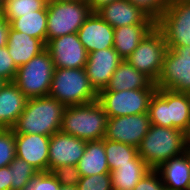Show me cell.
<instances>
[{"label": "cell", "mask_w": 190, "mask_h": 190, "mask_svg": "<svg viewBox=\"0 0 190 190\" xmlns=\"http://www.w3.org/2000/svg\"><path fill=\"white\" fill-rule=\"evenodd\" d=\"M157 88L190 93V46L167 48Z\"/></svg>", "instance_id": "11"}, {"label": "cell", "mask_w": 190, "mask_h": 190, "mask_svg": "<svg viewBox=\"0 0 190 190\" xmlns=\"http://www.w3.org/2000/svg\"><path fill=\"white\" fill-rule=\"evenodd\" d=\"M185 151V133L183 131L157 125H150L138 147V155L153 170Z\"/></svg>", "instance_id": "3"}, {"label": "cell", "mask_w": 190, "mask_h": 190, "mask_svg": "<svg viewBox=\"0 0 190 190\" xmlns=\"http://www.w3.org/2000/svg\"><path fill=\"white\" fill-rule=\"evenodd\" d=\"M150 125L148 113L108 118L105 139L138 148Z\"/></svg>", "instance_id": "12"}, {"label": "cell", "mask_w": 190, "mask_h": 190, "mask_svg": "<svg viewBox=\"0 0 190 190\" xmlns=\"http://www.w3.org/2000/svg\"><path fill=\"white\" fill-rule=\"evenodd\" d=\"M148 115L151 125L185 133L190 126V93L157 88L150 99Z\"/></svg>", "instance_id": "2"}, {"label": "cell", "mask_w": 190, "mask_h": 190, "mask_svg": "<svg viewBox=\"0 0 190 190\" xmlns=\"http://www.w3.org/2000/svg\"><path fill=\"white\" fill-rule=\"evenodd\" d=\"M107 122L108 115L98 101L67 106L61 131L85 141H98L105 138Z\"/></svg>", "instance_id": "4"}, {"label": "cell", "mask_w": 190, "mask_h": 190, "mask_svg": "<svg viewBox=\"0 0 190 190\" xmlns=\"http://www.w3.org/2000/svg\"><path fill=\"white\" fill-rule=\"evenodd\" d=\"M27 100L14 82H6L0 90V129H12Z\"/></svg>", "instance_id": "20"}, {"label": "cell", "mask_w": 190, "mask_h": 190, "mask_svg": "<svg viewBox=\"0 0 190 190\" xmlns=\"http://www.w3.org/2000/svg\"><path fill=\"white\" fill-rule=\"evenodd\" d=\"M87 141L63 133L61 130L50 137L48 171L63 165H77L84 154Z\"/></svg>", "instance_id": "14"}, {"label": "cell", "mask_w": 190, "mask_h": 190, "mask_svg": "<svg viewBox=\"0 0 190 190\" xmlns=\"http://www.w3.org/2000/svg\"><path fill=\"white\" fill-rule=\"evenodd\" d=\"M0 190H11V168L9 166L0 168Z\"/></svg>", "instance_id": "37"}, {"label": "cell", "mask_w": 190, "mask_h": 190, "mask_svg": "<svg viewBox=\"0 0 190 190\" xmlns=\"http://www.w3.org/2000/svg\"><path fill=\"white\" fill-rule=\"evenodd\" d=\"M122 190H134V189L125 188V189H122Z\"/></svg>", "instance_id": "46"}, {"label": "cell", "mask_w": 190, "mask_h": 190, "mask_svg": "<svg viewBox=\"0 0 190 190\" xmlns=\"http://www.w3.org/2000/svg\"><path fill=\"white\" fill-rule=\"evenodd\" d=\"M156 24H133L114 28L113 48L125 60Z\"/></svg>", "instance_id": "23"}, {"label": "cell", "mask_w": 190, "mask_h": 190, "mask_svg": "<svg viewBox=\"0 0 190 190\" xmlns=\"http://www.w3.org/2000/svg\"><path fill=\"white\" fill-rule=\"evenodd\" d=\"M79 41L88 54L100 49L112 48L114 28L103 20L97 12H92L77 31Z\"/></svg>", "instance_id": "17"}, {"label": "cell", "mask_w": 190, "mask_h": 190, "mask_svg": "<svg viewBox=\"0 0 190 190\" xmlns=\"http://www.w3.org/2000/svg\"><path fill=\"white\" fill-rule=\"evenodd\" d=\"M76 166L81 176L110 173L104 148V138L98 141H87L84 154Z\"/></svg>", "instance_id": "24"}, {"label": "cell", "mask_w": 190, "mask_h": 190, "mask_svg": "<svg viewBox=\"0 0 190 190\" xmlns=\"http://www.w3.org/2000/svg\"><path fill=\"white\" fill-rule=\"evenodd\" d=\"M65 106L51 96L29 98L12 127L14 133L52 136L61 130Z\"/></svg>", "instance_id": "1"}, {"label": "cell", "mask_w": 190, "mask_h": 190, "mask_svg": "<svg viewBox=\"0 0 190 190\" xmlns=\"http://www.w3.org/2000/svg\"><path fill=\"white\" fill-rule=\"evenodd\" d=\"M6 47L17 68L46 49V45L40 39L16 31L11 27L8 32Z\"/></svg>", "instance_id": "21"}, {"label": "cell", "mask_w": 190, "mask_h": 190, "mask_svg": "<svg viewBox=\"0 0 190 190\" xmlns=\"http://www.w3.org/2000/svg\"><path fill=\"white\" fill-rule=\"evenodd\" d=\"M3 3H4V1H3V0H0V15H1L2 12H3Z\"/></svg>", "instance_id": "44"}, {"label": "cell", "mask_w": 190, "mask_h": 190, "mask_svg": "<svg viewBox=\"0 0 190 190\" xmlns=\"http://www.w3.org/2000/svg\"><path fill=\"white\" fill-rule=\"evenodd\" d=\"M16 156L25 160L38 172L48 171L50 136L14 133Z\"/></svg>", "instance_id": "16"}, {"label": "cell", "mask_w": 190, "mask_h": 190, "mask_svg": "<svg viewBox=\"0 0 190 190\" xmlns=\"http://www.w3.org/2000/svg\"><path fill=\"white\" fill-rule=\"evenodd\" d=\"M51 1H60V2H79V1H86V0H51Z\"/></svg>", "instance_id": "42"}, {"label": "cell", "mask_w": 190, "mask_h": 190, "mask_svg": "<svg viewBox=\"0 0 190 190\" xmlns=\"http://www.w3.org/2000/svg\"><path fill=\"white\" fill-rule=\"evenodd\" d=\"M122 61L123 59L113 47L88 54L85 71L91 85L97 92L106 88Z\"/></svg>", "instance_id": "15"}, {"label": "cell", "mask_w": 190, "mask_h": 190, "mask_svg": "<svg viewBox=\"0 0 190 190\" xmlns=\"http://www.w3.org/2000/svg\"><path fill=\"white\" fill-rule=\"evenodd\" d=\"M133 89H157V86L149 77L139 72L126 60H123L113 73L106 88L101 91Z\"/></svg>", "instance_id": "22"}, {"label": "cell", "mask_w": 190, "mask_h": 190, "mask_svg": "<svg viewBox=\"0 0 190 190\" xmlns=\"http://www.w3.org/2000/svg\"><path fill=\"white\" fill-rule=\"evenodd\" d=\"M156 90L99 91L97 101L108 118L148 113L150 99Z\"/></svg>", "instance_id": "10"}, {"label": "cell", "mask_w": 190, "mask_h": 190, "mask_svg": "<svg viewBox=\"0 0 190 190\" xmlns=\"http://www.w3.org/2000/svg\"><path fill=\"white\" fill-rule=\"evenodd\" d=\"M9 167L11 168V190L24 189L38 173L33 166L17 156Z\"/></svg>", "instance_id": "29"}, {"label": "cell", "mask_w": 190, "mask_h": 190, "mask_svg": "<svg viewBox=\"0 0 190 190\" xmlns=\"http://www.w3.org/2000/svg\"><path fill=\"white\" fill-rule=\"evenodd\" d=\"M92 13L86 1L47 2V42L63 35L77 33Z\"/></svg>", "instance_id": "7"}, {"label": "cell", "mask_w": 190, "mask_h": 190, "mask_svg": "<svg viewBox=\"0 0 190 190\" xmlns=\"http://www.w3.org/2000/svg\"><path fill=\"white\" fill-rule=\"evenodd\" d=\"M55 68H85L88 52L79 41L77 33L53 38L46 43Z\"/></svg>", "instance_id": "13"}, {"label": "cell", "mask_w": 190, "mask_h": 190, "mask_svg": "<svg viewBox=\"0 0 190 190\" xmlns=\"http://www.w3.org/2000/svg\"><path fill=\"white\" fill-rule=\"evenodd\" d=\"M78 190H113L111 174L102 173L91 176H81L77 184Z\"/></svg>", "instance_id": "31"}, {"label": "cell", "mask_w": 190, "mask_h": 190, "mask_svg": "<svg viewBox=\"0 0 190 190\" xmlns=\"http://www.w3.org/2000/svg\"><path fill=\"white\" fill-rule=\"evenodd\" d=\"M134 190H166L157 170L151 169L136 184Z\"/></svg>", "instance_id": "36"}, {"label": "cell", "mask_w": 190, "mask_h": 190, "mask_svg": "<svg viewBox=\"0 0 190 190\" xmlns=\"http://www.w3.org/2000/svg\"><path fill=\"white\" fill-rule=\"evenodd\" d=\"M150 170L144 160H131V164L118 165L110 172L113 190L134 189L139 180Z\"/></svg>", "instance_id": "25"}, {"label": "cell", "mask_w": 190, "mask_h": 190, "mask_svg": "<svg viewBox=\"0 0 190 190\" xmlns=\"http://www.w3.org/2000/svg\"><path fill=\"white\" fill-rule=\"evenodd\" d=\"M156 170L166 190H190V155L187 151L165 161Z\"/></svg>", "instance_id": "19"}, {"label": "cell", "mask_w": 190, "mask_h": 190, "mask_svg": "<svg viewBox=\"0 0 190 190\" xmlns=\"http://www.w3.org/2000/svg\"><path fill=\"white\" fill-rule=\"evenodd\" d=\"M166 51L167 43L163 33L155 26L125 60L156 83Z\"/></svg>", "instance_id": "8"}, {"label": "cell", "mask_w": 190, "mask_h": 190, "mask_svg": "<svg viewBox=\"0 0 190 190\" xmlns=\"http://www.w3.org/2000/svg\"><path fill=\"white\" fill-rule=\"evenodd\" d=\"M52 173L61 186H77L81 178L76 165H63L55 168Z\"/></svg>", "instance_id": "33"}, {"label": "cell", "mask_w": 190, "mask_h": 190, "mask_svg": "<svg viewBox=\"0 0 190 190\" xmlns=\"http://www.w3.org/2000/svg\"><path fill=\"white\" fill-rule=\"evenodd\" d=\"M54 70V62L45 49L18 67L13 82L28 99L48 96Z\"/></svg>", "instance_id": "6"}, {"label": "cell", "mask_w": 190, "mask_h": 190, "mask_svg": "<svg viewBox=\"0 0 190 190\" xmlns=\"http://www.w3.org/2000/svg\"><path fill=\"white\" fill-rule=\"evenodd\" d=\"M167 48L190 46V0H172L156 21Z\"/></svg>", "instance_id": "9"}, {"label": "cell", "mask_w": 190, "mask_h": 190, "mask_svg": "<svg viewBox=\"0 0 190 190\" xmlns=\"http://www.w3.org/2000/svg\"><path fill=\"white\" fill-rule=\"evenodd\" d=\"M9 29H10L9 21L1 14L0 15V48L6 47Z\"/></svg>", "instance_id": "38"}, {"label": "cell", "mask_w": 190, "mask_h": 190, "mask_svg": "<svg viewBox=\"0 0 190 190\" xmlns=\"http://www.w3.org/2000/svg\"><path fill=\"white\" fill-rule=\"evenodd\" d=\"M97 13L113 28L133 24H156L152 18L128 0L112 2L103 6Z\"/></svg>", "instance_id": "18"}, {"label": "cell", "mask_w": 190, "mask_h": 190, "mask_svg": "<svg viewBox=\"0 0 190 190\" xmlns=\"http://www.w3.org/2000/svg\"><path fill=\"white\" fill-rule=\"evenodd\" d=\"M59 190H78L77 186H61Z\"/></svg>", "instance_id": "41"}, {"label": "cell", "mask_w": 190, "mask_h": 190, "mask_svg": "<svg viewBox=\"0 0 190 190\" xmlns=\"http://www.w3.org/2000/svg\"><path fill=\"white\" fill-rule=\"evenodd\" d=\"M10 27L23 32L33 38L47 43V10L34 11L15 18L10 22Z\"/></svg>", "instance_id": "26"}, {"label": "cell", "mask_w": 190, "mask_h": 190, "mask_svg": "<svg viewBox=\"0 0 190 190\" xmlns=\"http://www.w3.org/2000/svg\"><path fill=\"white\" fill-rule=\"evenodd\" d=\"M61 184L51 171L38 172L30 182V190H59Z\"/></svg>", "instance_id": "34"}, {"label": "cell", "mask_w": 190, "mask_h": 190, "mask_svg": "<svg viewBox=\"0 0 190 190\" xmlns=\"http://www.w3.org/2000/svg\"><path fill=\"white\" fill-rule=\"evenodd\" d=\"M104 148L110 172L118 165L131 164V160H143L138 155V148L104 138Z\"/></svg>", "instance_id": "27"}, {"label": "cell", "mask_w": 190, "mask_h": 190, "mask_svg": "<svg viewBox=\"0 0 190 190\" xmlns=\"http://www.w3.org/2000/svg\"><path fill=\"white\" fill-rule=\"evenodd\" d=\"M6 82H7L6 80H4L3 78L0 77V90L6 84Z\"/></svg>", "instance_id": "43"}, {"label": "cell", "mask_w": 190, "mask_h": 190, "mask_svg": "<svg viewBox=\"0 0 190 190\" xmlns=\"http://www.w3.org/2000/svg\"><path fill=\"white\" fill-rule=\"evenodd\" d=\"M16 140L12 129H0V168L9 166L16 157Z\"/></svg>", "instance_id": "30"}, {"label": "cell", "mask_w": 190, "mask_h": 190, "mask_svg": "<svg viewBox=\"0 0 190 190\" xmlns=\"http://www.w3.org/2000/svg\"><path fill=\"white\" fill-rule=\"evenodd\" d=\"M185 145H186V150H190V126L185 132Z\"/></svg>", "instance_id": "40"}, {"label": "cell", "mask_w": 190, "mask_h": 190, "mask_svg": "<svg viewBox=\"0 0 190 190\" xmlns=\"http://www.w3.org/2000/svg\"><path fill=\"white\" fill-rule=\"evenodd\" d=\"M48 0H5L2 15L9 23L24 14L39 10H47Z\"/></svg>", "instance_id": "28"}, {"label": "cell", "mask_w": 190, "mask_h": 190, "mask_svg": "<svg viewBox=\"0 0 190 190\" xmlns=\"http://www.w3.org/2000/svg\"><path fill=\"white\" fill-rule=\"evenodd\" d=\"M49 96L67 107L97 101L98 92L91 85L85 68H55Z\"/></svg>", "instance_id": "5"}, {"label": "cell", "mask_w": 190, "mask_h": 190, "mask_svg": "<svg viewBox=\"0 0 190 190\" xmlns=\"http://www.w3.org/2000/svg\"><path fill=\"white\" fill-rule=\"evenodd\" d=\"M22 190H30V183Z\"/></svg>", "instance_id": "45"}, {"label": "cell", "mask_w": 190, "mask_h": 190, "mask_svg": "<svg viewBox=\"0 0 190 190\" xmlns=\"http://www.w3.org/2000/svg\"><path fill=\"white\" fill-rule=\"evenodd\" d=\"M117 0H86V3L89 5L92 12H97L103 6L108 5Z\"/></svg>", "instance_id": "39"}, {"label": "cell", "mask_w": 190, "mask_h": 190, "mask_svg": "<svg viewBox=\"0 0 190 190\" xmlns=\"http://www.w3.org/2000/svg\"><path fill=\"white\" fill-rule=\"evenodd\" d=\"M136 7L140 8L155 22L165 12L172 0H128Z\"/></svg>", "instance_id": "32"}, {"label": "cell", "mask_w": 190, "mask_h": 190, "mask_svg": "<svg viewBox=\"0 0 190 190\" xmlns=\"http://www.w3.org/2000/svg\"><path fill=\"white\" fill-rule=\"evenodd\" d=\"M17 67L14 64L13 59L8 53L7 47L0 48V77L6 80L7 82H13L16 73Z\"/></svg>", "instance_id": "35"}]
</instances>
